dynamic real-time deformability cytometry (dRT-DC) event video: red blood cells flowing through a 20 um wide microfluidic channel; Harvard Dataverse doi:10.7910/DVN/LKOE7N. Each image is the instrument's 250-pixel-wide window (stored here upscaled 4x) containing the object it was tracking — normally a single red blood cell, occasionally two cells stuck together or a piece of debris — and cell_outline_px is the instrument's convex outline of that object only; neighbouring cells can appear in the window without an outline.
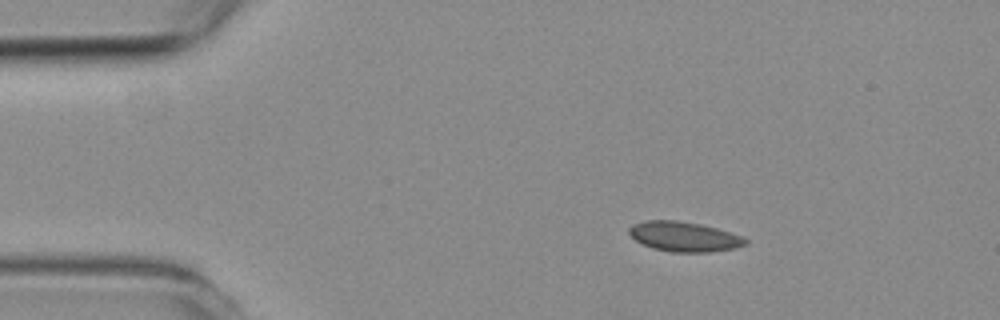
{"species": "common noctule bat (a hibernating species)", "species_latin": "Nyctalus noctula", "temperature_condition": "room temperature", "stored_images_in_passage": 4, "camera_frame_rate_fps": 3000, "um_per_image_px": 0.085, "animal": {"sex": "female", "body_mass_g": 19.3, "forearm_length_mm": 54.1}, "frame": {"image": 1, "passage_image": 1, "time_ms": 0.0, "image_size_px": [1000, 320], "cell_outline_px": [[748, 244], [736, 248], [712, 252], [672, 252], [652, 248], [640, 244], [628, 232], [628, 228], [632, 224], [648, 220], [676, 220], [700, 224], [716, 228], [744, 236], [748, 240]], "centroid_in_image_um": [58.17, 20.12], "position_along_channel_um": 26.8, "area_um2": 20.46}}
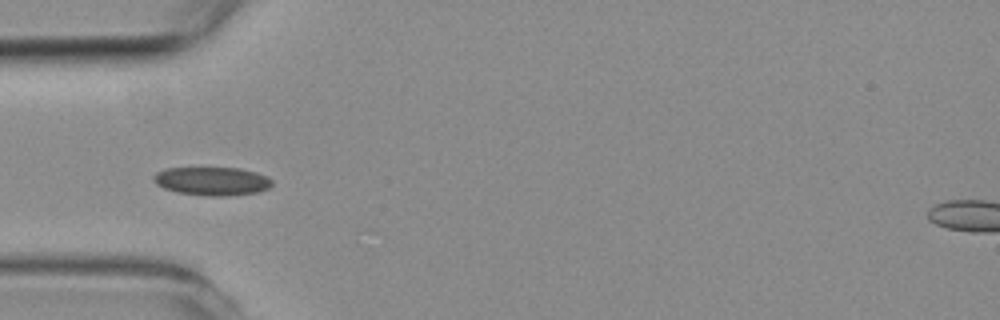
{"frame": {"image": 2, "passage_image": 3, "time_ms": 2.0, "image_size_px": [1000, 320], "cell_outline_px": [[272, 184], [268, 188], [260, 192], [228, 196], [212, 196], [176, 192], [164, 188], [156, 184], [152, 180], [152, 176], [156, 172], [164, 168], [240, 168], [256, 172], [268, 176], [272, 180]], "centroid_in_image_um": [18.02, 15.39], "position_along_channel_um": 67.0, "area_um2": 19.83}}
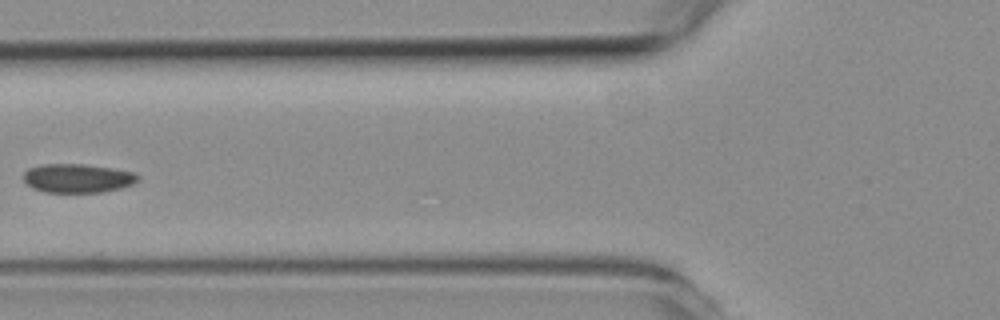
{"frame": {"image": 3, "passage_image": 4, "time_ms": 3.333, "image_size_px": [1000, 320], "cell_outline_px": [[140, 180], [132, 184], [120, 188], [104, 192], [44, 192], [32, 188], [20, 176], [28, 168], [44, 164], [84, 164], [112, 168], [136, 172], [140, 176]], "centroid_in_image_um": [6.6, 15.14], "position_along_channel_um": 119.2, "area_um2": 19.48}}